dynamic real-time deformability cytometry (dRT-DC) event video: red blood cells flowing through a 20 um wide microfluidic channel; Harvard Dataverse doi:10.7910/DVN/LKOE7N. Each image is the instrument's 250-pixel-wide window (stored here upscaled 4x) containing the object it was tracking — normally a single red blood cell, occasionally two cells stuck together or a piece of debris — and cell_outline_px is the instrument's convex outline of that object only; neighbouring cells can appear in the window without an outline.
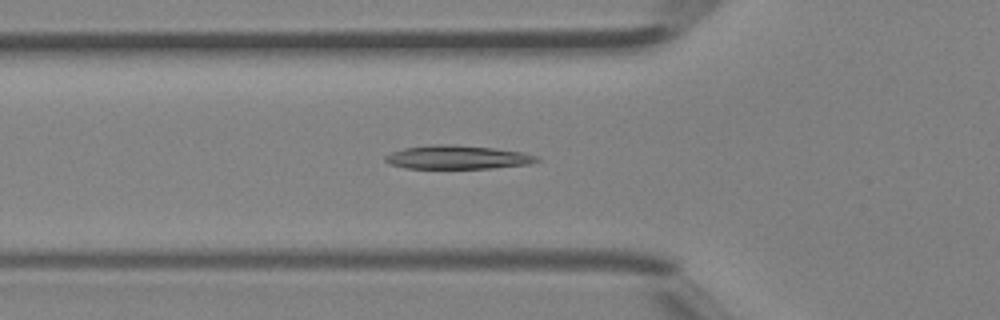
{"species": "Egyptian fruit bat (a non-hibernating species)", "species_latin": "Rousettus aegyptiacus", "temperature_condition": "room temperature", "stored_images_in_passage": 34, "camera_frame_rate_fps": 3000, "um_per_image_px": 0.085, "animal": {"sex": "female"}, "frame": {"image": 1, "passage_image": 7, "time_ms": 2.0, "image_size_px": [1000, 320], "cell_outline_px": [[540, 160], [528, 164], [492, 168], [404, 168], [388, 164], [384, 160], [384, 156], [392, 152], [404, 148], [432, 144], [456, 144], [492, 148], [524, 152], [536, 156]], "centroid_in_image_um": [38.84, 13.36], "position_along_channel_um": 87.0, "area_um2": 20.92}}
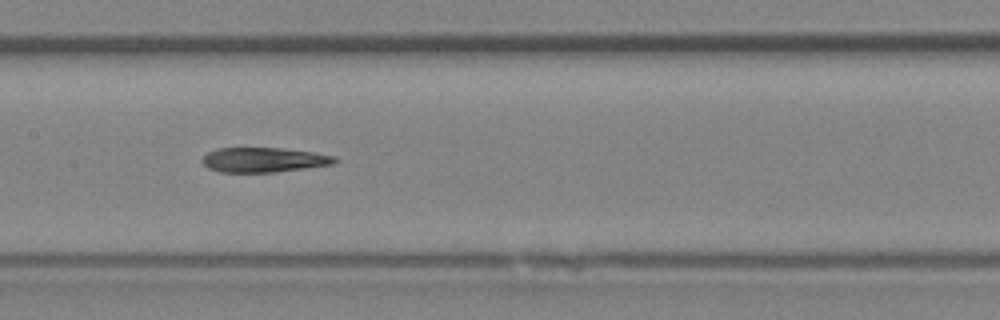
{"frame": {"image": 2, "passage_image": 13, "time_ms": 4.0, "image_size_px": [1000, 320], "cell_outline_px": [[340, 160], [336, 164], [276, 172], [220, 172], [208, 168], [204, 164], [204, 156], [208, 152], [216, 148], [284, 148], [312, 152], [336, 156]], "centroid_in_image_um": [22.49, 13.59], "position_along_channel_um": 184.9, "area_um2": 19.19}}
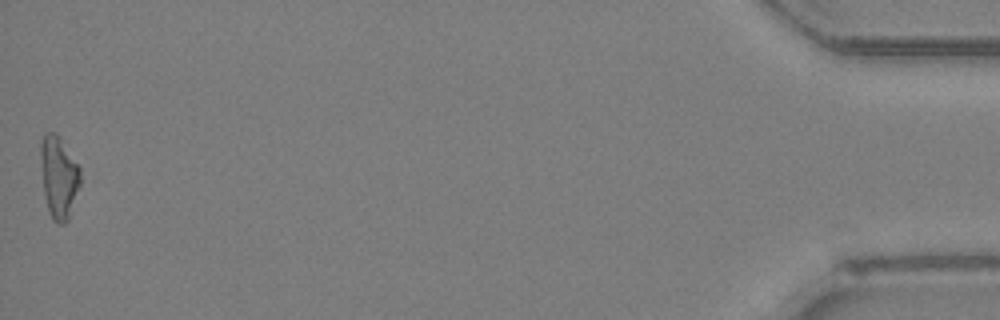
{"frame": {"image": 3, "passage_image": 34, "time_ms": 11.0, "image_size_px": [1000, 320], "cell_outline_px": [[80, 184], [68, 220], [64, 224], [56, 224], [52, 220], [48, 212], [44, 196], [40, 156], [40, 140], [44, 132], [56, 132], [60, 136], [80, 168]], "centroid_in_image_um": [4.98, 15.04], "position_along_channel_um": 430.2, "area_um2": 19.31}}